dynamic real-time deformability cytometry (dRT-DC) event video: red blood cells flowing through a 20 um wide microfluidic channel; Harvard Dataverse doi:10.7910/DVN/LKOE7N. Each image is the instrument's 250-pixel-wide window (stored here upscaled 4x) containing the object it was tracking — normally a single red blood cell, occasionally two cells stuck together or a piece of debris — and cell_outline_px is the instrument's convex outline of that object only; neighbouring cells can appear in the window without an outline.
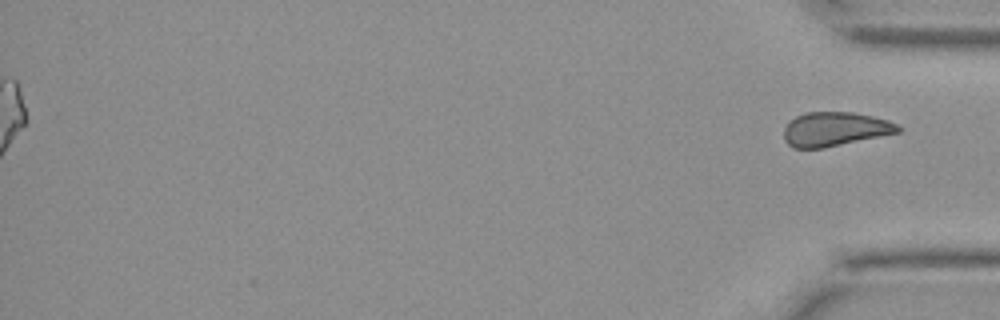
{"species": "Egyptian fruit bat (a non-hibernating species)", "species_latin": "Rousettus aegyptiacus", "temperature_condition": "cold", "stored_images_in_passage": 48, "segment_of_instrument_passage": [2, 2], "camera_frame_rate_fps": 3000, "um_per_image_px": 0.085, "animal": {"sex": "female"}, "frame": {"image": 1, "passage_image": 48, "time_ms": 15.667, "image_size_px": [1000, 320], "cell_outline_px": [[900, 132], [824, 148], [792, 148], [784, 140], [784, 128], [796, 116], [804, 112], [852, 112], [872, 116], [888, 120], [896, 124], [900, 128]], "centroid_in_image_um": [70.95, 10.98], "position_along_channel_um": 364.3, "area_um2": 22.6}}